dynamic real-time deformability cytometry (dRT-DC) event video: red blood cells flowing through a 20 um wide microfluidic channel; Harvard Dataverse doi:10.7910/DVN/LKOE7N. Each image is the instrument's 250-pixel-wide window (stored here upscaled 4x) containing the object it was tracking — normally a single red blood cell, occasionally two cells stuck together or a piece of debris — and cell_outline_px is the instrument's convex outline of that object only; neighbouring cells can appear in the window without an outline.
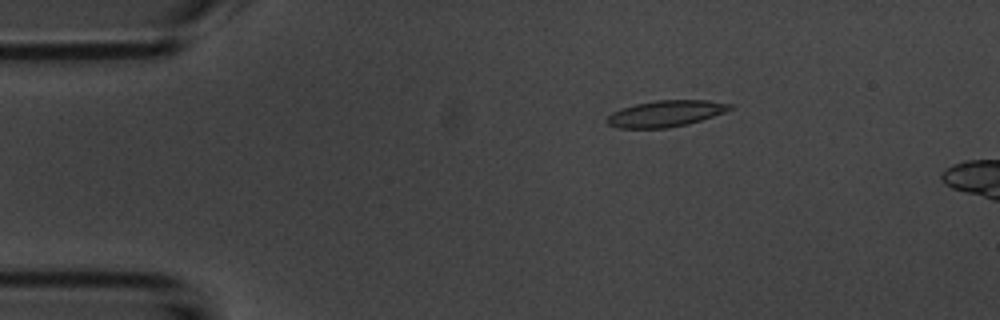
{"species": "common noctule bat (a hibernating species)", "species_latin": "Nyctalus noctula", "temperature_condition": "room temperature", "stored_images_in_passage": 15, "camera_frame_rate_fps": 3000, "um_per_image_px": 0.085, "animal": {"sex": "male", "body_mass_g": 20.1, "forearm_length_mm": 53.5}, "frame": {"image": 1, "passage_image": 9, "time_ms": 2.667, "image_size_px": [1000, 320], "cell_outline_px": [[732, 108], [724, 112], [688, 124], [668, 128], [616, 128], [608, 124], [604, 120], [612, 112], [636, 104], [656, 100], [708, 100], [732, 104]], "centroid_in_image_um": [56.55, 9.66], "position_along_channel_um": 28.4, "area_um2": 18.73}}